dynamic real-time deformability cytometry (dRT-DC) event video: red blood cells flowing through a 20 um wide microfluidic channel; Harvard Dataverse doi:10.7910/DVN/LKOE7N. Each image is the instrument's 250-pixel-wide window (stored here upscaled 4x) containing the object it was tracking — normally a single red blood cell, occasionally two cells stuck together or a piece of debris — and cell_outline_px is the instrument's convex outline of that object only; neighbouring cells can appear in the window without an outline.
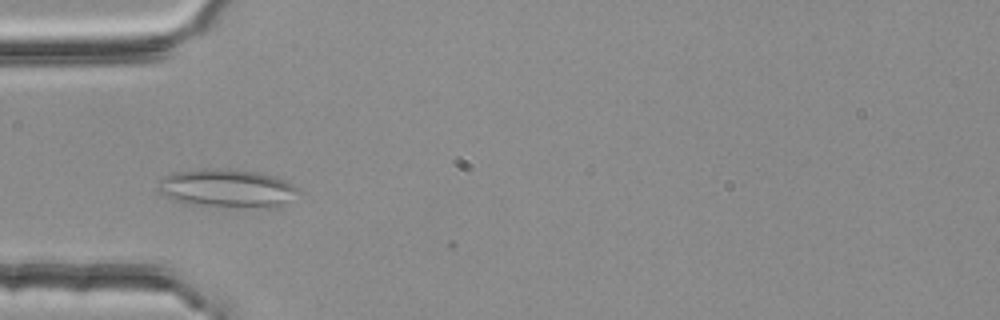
{"species": "common noctule bat (a hibernating species)", "species_latin": "Nyctalus noctula", "temperature_condition": "room temperature", "stored_images_in_passage": 6, "camera_frame_rate_fps": 3000, "um_per_image_px": 0.085, "animal": {"sex": "female", "body_mass_g": 25.1}, "frame": {"image": 1, "passage_image": 5, "time_ms": 1.333, "image_size_px": [1000, 320], "cell_outline_px": [[300, 192], [284, 208], [264, 208], [188, 204], [164, 196], [156, 192], [156, 188], [160, 176], [172, 172], [204, 168], [220, 168], [260, 172], [276, 176], [292, 184]], "centroid_in_image_um": [19.3, 16.0], "position_along_channel_um": 65.7, "area_um2": 32.19}}